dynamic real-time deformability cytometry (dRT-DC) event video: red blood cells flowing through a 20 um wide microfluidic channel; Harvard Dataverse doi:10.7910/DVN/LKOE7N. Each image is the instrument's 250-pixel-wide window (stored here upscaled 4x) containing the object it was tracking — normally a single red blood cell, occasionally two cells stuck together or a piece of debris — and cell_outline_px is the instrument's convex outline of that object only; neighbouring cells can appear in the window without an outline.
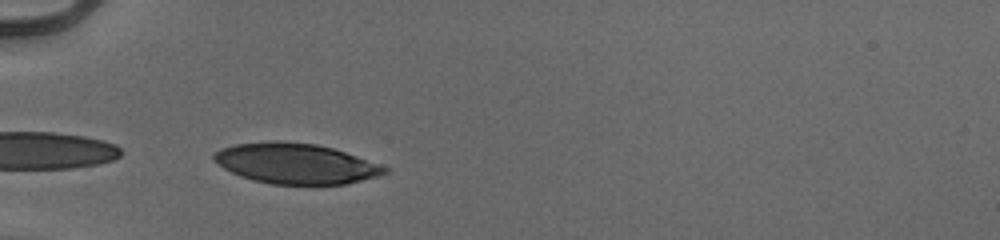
{"species": "human", "species_latin": "Homo sapiens", "temperature_condition": "cold", "stored_images_in_passage": 32, "camera_frame_rate_fps": 3000, "um_per_image_px": 0.085, "donor": {"sex": "male"}, "frame": {"image": 1, "passage_image": 2, "time_ms": 0.333, "image_size_px": [1000, 240], "cell_outline_px": [[388, 172], [376, 176], [344, 184], [272, 184], [252, 180], [240, 176], [224, 168], [212, 160], [212, 156], [220, 148], [236, 144], [276, 140], [316, 144], [332, 148], [356, 156], [388, 168]], "centroid_in_image_um": [25.07, 13.89], "position_along_channel_um": 59.9, "area_um2": 39.82}}
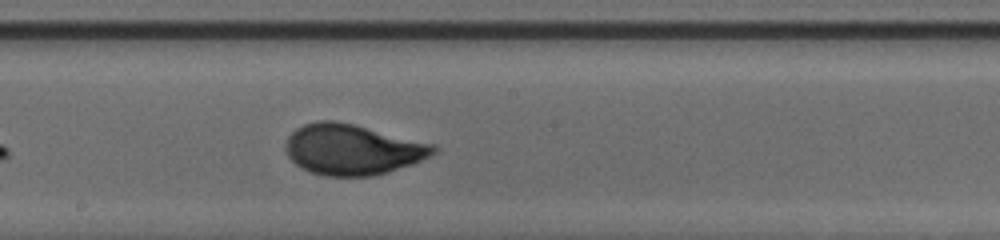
{"frame": {"image": 2, "passage_image": 15, "time_ms": 4.667, "image_size_px": [1000, 240], "cell_outline_px": [[440, 148], [436, 152], [412, 164], [388, 172], [372, 176], [324, 176], [300, 168], [288, 156], [288, 136], [296, 128], [304, 124], [316, 120], [336, 120], [436, 144]], "centroid_in_image_um": [29.99, 12.7], "position_along_channel_um": 218.2, "area_um2": 43.47}}
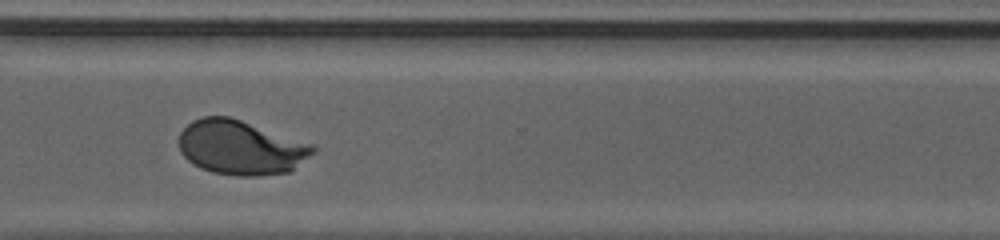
{"frame": {"image": 3, "passage_image": 25, "time_ms": 8.0, "image_size_px": [1000, 240], "cell_outline_px": [[316, 152], [292, 172], [260, 176], [236, 176], [212, 172], [200, 168], [192, 164], [180, 152], [180, 132], [192, 120], [204, 116], [228, 116], [316, 144]], "centroid_in_image_um": [20.53, 12.55], "position_along_channel_um": 350.1, "area_um2": 43.12}, "authors_computed_cell_mechanics": {"area_um2": 42.7431, "velocity_mm_per_s": 3.9408, "shape_relaxation_time_tau1_ms": 3.0651, "shape_relaxation_time_tau2_ms": null, "deformation_change_tau1": 0.1665, "deformation_change_tau2": null}}